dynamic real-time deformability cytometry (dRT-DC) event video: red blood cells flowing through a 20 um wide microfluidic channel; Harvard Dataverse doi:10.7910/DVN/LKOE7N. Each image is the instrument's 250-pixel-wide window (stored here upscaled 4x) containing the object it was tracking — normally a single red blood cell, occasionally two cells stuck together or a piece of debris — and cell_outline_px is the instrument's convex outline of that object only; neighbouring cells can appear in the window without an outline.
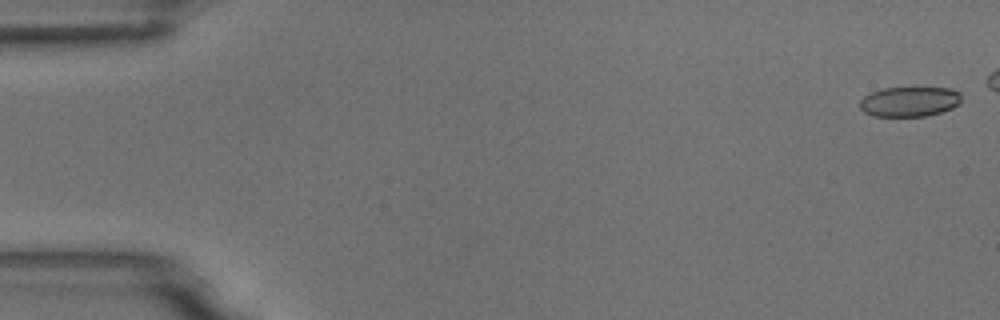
{"species": "common noctule bat (a hibernating species)", "species_latin": "Nyctalus noctula", "temperature_condition": "room temperature", "stored_images_in_passage": 6, "camera_frame_rate_fps": 3000, "um_per_image_px": 0.085, "animal": {"sex": "male", "body_mass_g": 18.8}, "frame": {"image": 1, "passage_image": 1, "time_ms": 0.0, "image_size_px": [1000, 320], "cell_outline_px": [[960, 104], [952, 108], [928, 116], [872, 116], [864, 112], [860, 108], [860, 100], [864, 96], [872, 92], [884, 88], [952, 88], [960, 92]], "centroid_in_image_um": [77.31, 8.64], "position_along_channel_um": 7.7, "area_um2": 17.74}}
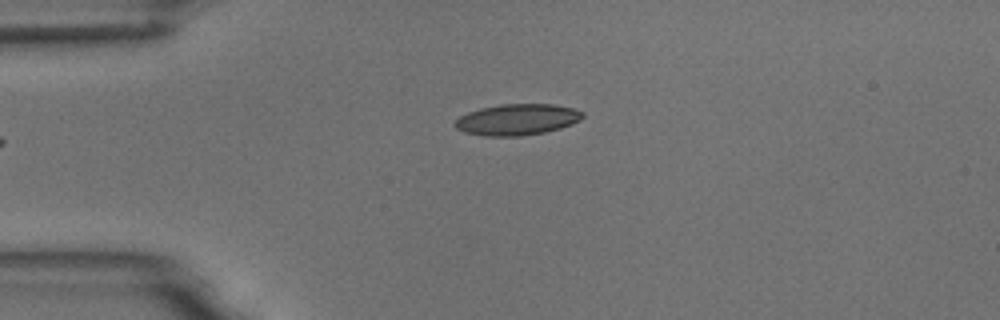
{"frame": {"image": 2, "passage_image": 6, "time_ms": 6.0, "image_size_px": [1000, 320], "cell_outline_px": [[584, 116], [580, 120], [572, 124], [560, 128], [544, 132], [520, 136], [484, 136], [464, 132], [456, 128], [452, 124], [460, 116], [468, 112], [480, 108], [500, 104], [552, 104], [572, 108], [584, 112]], "centroid_in_image_um": [43.94, 10.16], "position_along_channel_um": 41.1, "area_um2": 23.24}}